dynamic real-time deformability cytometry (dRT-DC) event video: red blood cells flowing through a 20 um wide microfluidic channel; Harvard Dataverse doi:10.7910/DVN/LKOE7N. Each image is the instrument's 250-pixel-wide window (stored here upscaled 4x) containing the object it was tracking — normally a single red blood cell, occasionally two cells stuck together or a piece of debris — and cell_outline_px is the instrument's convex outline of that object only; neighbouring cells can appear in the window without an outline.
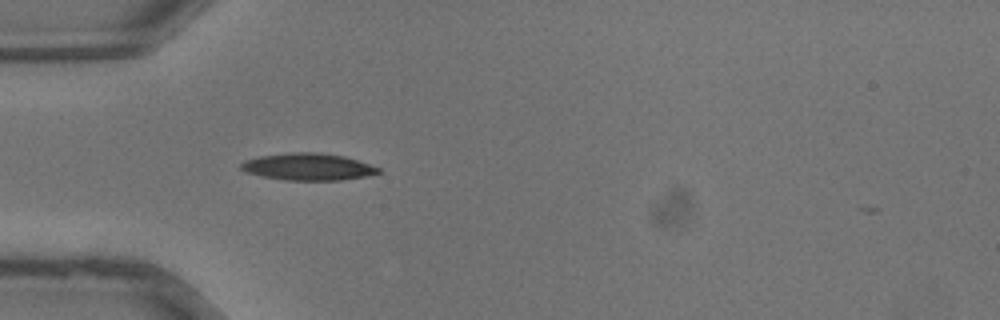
{"species": "common noctule bat (a hibernating species)", "species_latin": "Nyctalus noctula", "temperature_condition": "warm", "stored_images_in_passage": 27, "camera_frame_rate_fps": 3000, "um_per_image_px": 0.085, "animal": {"sex": "male", "body_mass_g": 13.3}, "frame": {"image": 1, "passage_image": 1, "time_ms": 0.0, "image_size_px": [1000, 320], "cell_outline_px": [[380, 172], [364, 176], [340, 180], [284, 180], [264, 176], [248, 172], [240, 168], [240, 164], [244, 160], [260, 156], [292, 152], [316, 152], [344, 156], [380, 168]], "centroid_in_image_um": [26.16, 14.17], "position_along_channel_um": 58.8, "area_um2": 21.27}}
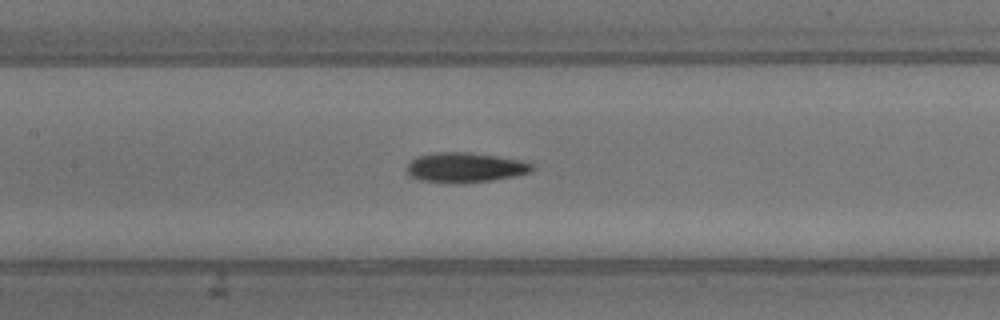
{"frame": {"image": 2, "passage_image": 7, "time_ms": 2.0, "image_size_px": [1000, 320], "cell_outline_px": [[536, 168], [532, 172], [512, 176], [488, 180], [456, 184], [420, 180], [412, 176], [408, 172], [408, 164], [416, 156], [436, 152], [468, 152], [524, 160], [536, 164]], "centroid_in_image_um": [39.59, 14.22], "position_along_channel_um": 167.8, "area_um2": 21.85}}
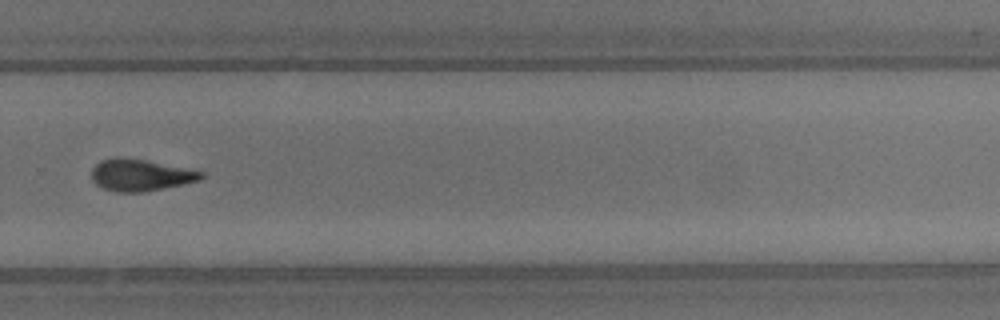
{"frame": {"image": 3, "passage_image": 15, "time_ms": 4.667, "image_size_px": [1000, 320], "cell_outline_px": [[204, 176], [200, 180], [184, 184], [144, 192], [116, 192], [104, 188], [96, 184], [92, 180], [92, 168], [100, 160], [116, 156], [120, 156], [144, 160], [204, 172]], "centroid_in_image_um": [11.91, 14.88], "position_along_channel_um": 317.9, "area_um2": 20.23}}